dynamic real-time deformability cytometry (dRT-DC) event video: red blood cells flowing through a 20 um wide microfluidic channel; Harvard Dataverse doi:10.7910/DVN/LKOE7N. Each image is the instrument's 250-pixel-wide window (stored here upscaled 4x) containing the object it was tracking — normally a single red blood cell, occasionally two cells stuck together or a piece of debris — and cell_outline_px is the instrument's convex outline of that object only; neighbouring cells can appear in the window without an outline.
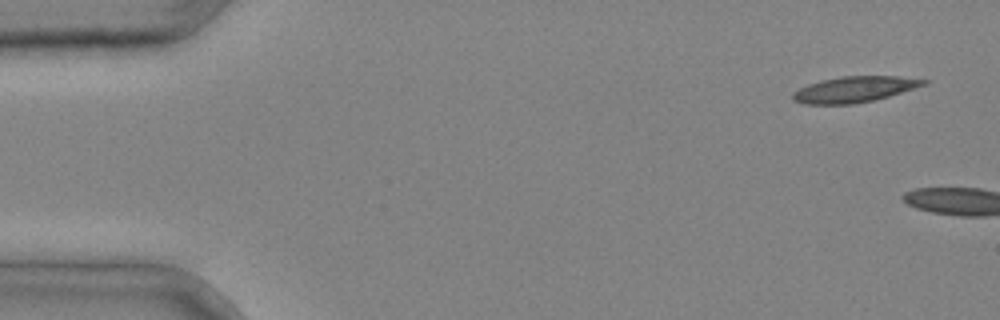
{"species": "common noctule bat (a hibernating species)", "species_latin": "Nyctalus noctula", "temperature_condition": "cold", "stored_images_in_passage": 4, "camera_frame_rate_fps": 3000, "um_per_image_px": 0.085, "animal": {"sex": "male", "body_mass_g": 20.4}, "frame": {"image": 1, "passage_image": 1, "time_ms": 0.0, "image_size_px": [1000, 320], "cell_outline_px": [[932, 80], [928, 84], [888, 96], [872, 100], [852, 104], [804, 104], [792, 100], [792, 92], [808, 84], [820, 80], [840, 76], [900, 76]], "centroid_in_image_um": [72.63, 7.58], "position_along_channel_um": 12.4, "area_um2": 19.83}}
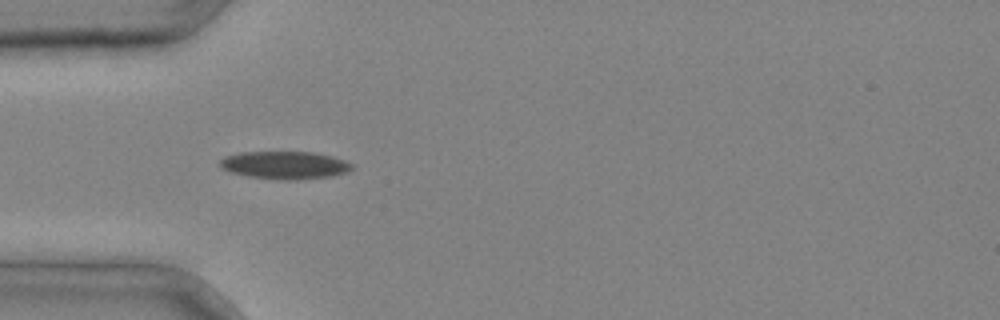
{"frame": {"image": 2, "passage_image": 4, "time_ms": 1.0, "image_size_px": [1000, 320], "cell_outline_px": [[352, 168], [344, 172], [328, 176], [296, 180], [284, 180], [248, 176], [232, 172], [224, 168], [220, 164], [220, 160], [224, 156], [240, 152], [316, 152], [332, 156], [344, 160], [352, 164]], "centroid_in_image_um": [24.19, 14.02], "position_along_channel_um": 60.8, "area_um2": 21.04}}